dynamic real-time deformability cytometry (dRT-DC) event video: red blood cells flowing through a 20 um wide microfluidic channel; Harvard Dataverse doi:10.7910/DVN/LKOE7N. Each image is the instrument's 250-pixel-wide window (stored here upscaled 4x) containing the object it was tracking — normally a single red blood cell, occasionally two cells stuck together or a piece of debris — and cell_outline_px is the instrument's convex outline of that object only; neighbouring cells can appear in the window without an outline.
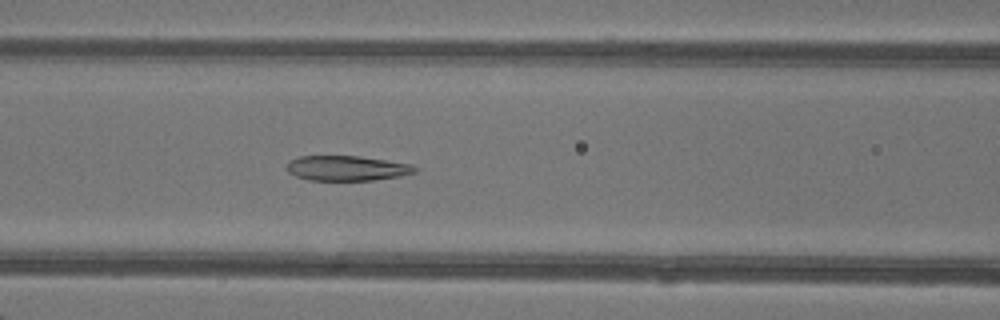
{"species": "common noctule bat (a hibernating species)", "species_latin": "Nyctalus noctula", "temperature_condition": "warm", "stored_images_in_passage": 48, "camera_frame_rate_fps": 3000, "um_per_image_px": 0.085, "animal": {"sex": "female"}, "frame": {"image": 1, "passage_image": 21, "time_ms": 6.667, "image_size_px": [1000, 320], "cell_outline_px": [[420, 168], [416, 172], [400, 176], [372, 180], [308, 180], [296, 176], [288, 172], [288, 160], [300, 156], [360, 156], [412, 164]], "centroid_in_image_um": [29.51, 14.29], "position_along_channel_um": 137.1, "area_um2": 18.73}}
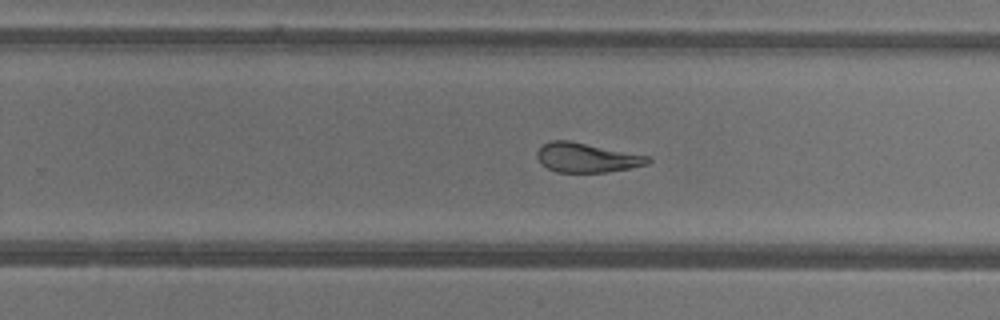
{"frame": {"image": 2, "passage_image": 31, "time_ms": 10.0, "image_size_px": [1000, 320], "cell_outline_px": [[652, 160], [648, 164], [628, 168], [604, 172], [556, 172], [540, 164], [536, 156], [536, 152], [544, 144], [552, 140], [568, 140], [648, 156]], "centroid_in_image_um": [49.82, 13.4], "position_along_channel_um": 280.0, "area_um2": 18.79}}
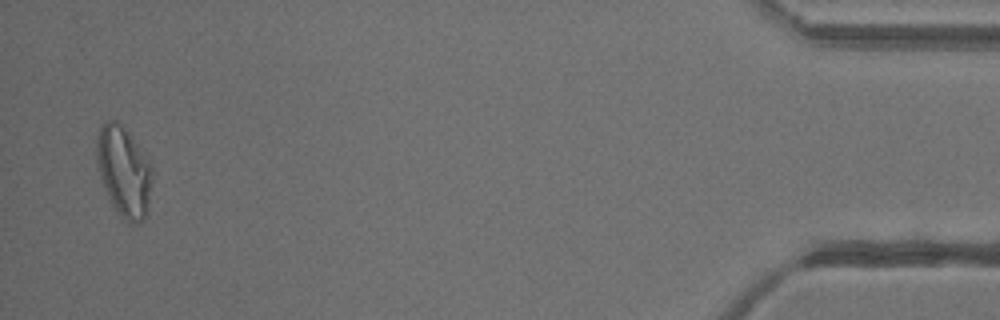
{"frame": {"image": 3, "passage_image": 47, "time_ms": 15.333, "image_size_px": [1000, 320], "cell_outline_px": [[152, 180], [148, 216], [144, 220], [136, 224], [132, 224], [124, 220], [116, 212], [108, 200], [100, 176], [96, 160], [96, 140], [100, 124], [108, 120], [116, 120], [132, 136], [148, 160], [152, 168]], "centroid_in_image_um": [10.52, 14.62], "position_along_channel_um": 424.7, "area_um2": 29.82}, "authors_computed_cell_mechanics": {"area_um2": 22.7154, "velocity_mm_per_s": 4.2892, "shape_relaxation_time_tau1_ms": null, "shape_relaxation_time_tau2_ms": 1.8198, "deformation_change_tau1": null, "deformation_change_tau2": 0.0993}}